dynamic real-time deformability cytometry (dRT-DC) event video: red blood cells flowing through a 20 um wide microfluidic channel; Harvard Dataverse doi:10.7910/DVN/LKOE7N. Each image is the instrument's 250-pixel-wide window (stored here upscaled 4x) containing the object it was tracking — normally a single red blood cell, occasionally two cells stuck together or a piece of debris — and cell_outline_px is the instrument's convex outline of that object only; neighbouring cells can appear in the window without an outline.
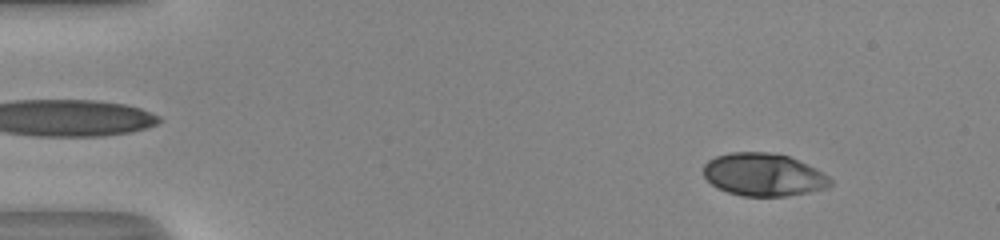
{"species": "human", "species_latin": "Homo sapiens", "temperature_condition": "room temperature", "stored_images_in_passage": 51, "camera_frame_rate_fps": 3000, "um_per_image_px": 0.085, "donor": {"sex": "male"}, "frame": {"image": 1, "passage_image": 6, "time_ms": 1.667, "image_size_px": [1000, 240], "cell_outline_px": [[832, 184], [828, 188], [808, 192], [784, 196], [744, 196], [728, 192], [712, 184], [704, 176], [704, 164], [708, 160], [716, 156], [728, 152], [768, 152], [788, 156], [808, 164], [816, 168], [828, 176], [832, 180]], "centroid_in_image_um": [64.92, 14.84], "position_along_channel_um": 20.1, "area_um2": 31.56}}
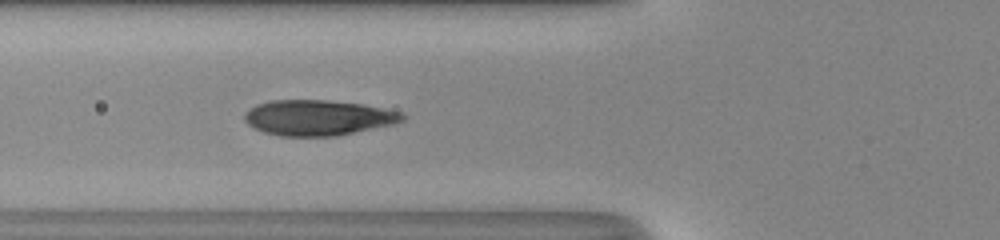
{"frame": {"image": 2, "passage_image": 20, "time_ms": 6.333, "image_size_px": [1000, 240], "cell_outline_px": [[408, 116], [404, 120], [392, 124], [336, 136], [280, 136], [264, 132], [248, 124], [244, 120], [244, 112], [256, 104], [272, 100], [328, 100], [360, 104], [404, 112]], "centroid_in_image_um": [27.03, 10.0], "position_along_channel_um": 98.8, "area_um2": 32.6}}
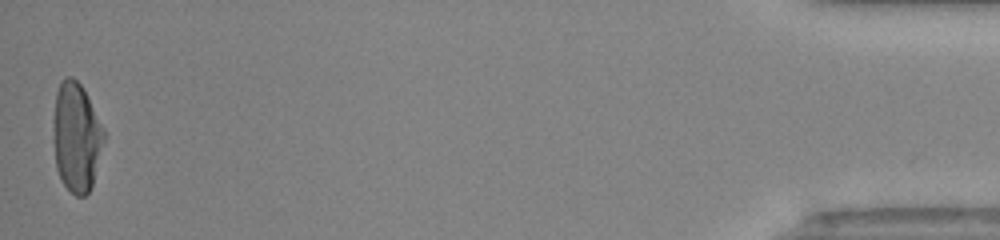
{"frame": {"image": 3, "passage_image": 51, "time_ms": 16.667, "image_size_px": [1000, 240], "cell_outline_px": [[104, 140], [92, 184], [88, 192], [84, 196], [76, 196], [60, 180], [56, 168], [52, 120], [56, 92], [60, 80], [64, 76], [72, 76], [84, 88], [104, 128]], "centroid_in_image_um": [6.47, 11.6], "position_along_channel_um": 428.7, "area_um2": 32.43}, "authors_computed_cell_mechanics": {"area_um2": 31.9056, "velocity_mm_per_s": 4.0969, "shape_relaxation_time_tau1_ms": 4.6001, "shape_relaxation_time_tau2_ms": null, "deformation_change_tau1": 0.2183, "deformation_change_tau2": null}}